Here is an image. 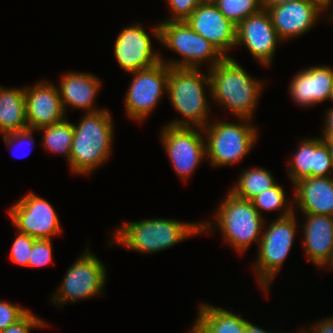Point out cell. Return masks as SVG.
I'll list each match as a JSON object with an SVG mask.
<instances>
[{
  "label": "cell",
  "instance_id": "6da1fadb",
  "mask_svg": "<svg viewBox=\"0 0 333 333\" xmlns=\"http://www.w3.org/2000/svg\"><path fill=\"white\" fill-rule=\"evenodd\" d=\"M211 84V99L235 118L253 121L265 82L253 77L233 57H225L208 69Z\"/></svg>",
  "mask_w": 333,
  "mask_h": 333
},
{
  "label": "cell",
  "instance_id": "7a4b0ae2",
  "mask_svg": "<svg viewBox=\"0 0 333 333\" xmlns=\"http://www.w3.org/2000/svg\"><path fill=\"white\" fill-rule=\"evenodd\" d=\"M194 222V223H193ZM108 246L119 245L141 254H155L202 234L201 221L185 222L168 218H148L117 225Z\"/></svg>",
  "mask_w": 333,
  "mask_h": 333
},
{
  "label": "cell",
  "instance_id": "3957f363",
  "mask_svg": "<svg viewBox=\"0 0 333 333\" xmlns=\"http://www.w3.org/2000/svg\"><path fill=\"white\" fill-rule=\"evenodd\" d=\"M206 94L211 97L207 69L203 73L201 68L169 67L166 96L172 108L182 118H175L167 122V125L203 129L212 119L210 116L212 101H209Z\"/></svg>",
  "mask_w": 333,
  "mask_h": 333
},
{
  "label": "cell",
  "instance_id": "277c9868",
  "mask_svg": "<svg viewBox=\"0 0 333 333\" xmlns=\"http://www.w3.org/2000/svg\"><path fill=\"white\" fill-rule=\"evenodd\" d=\"M110 110L84 113L73 123L74 135L68 166L72 174L90 175L110 160L114 142V124Z\"/></svg>",
  "mask_w": 333,
  "mask_h": 333
},
{
  "label": "cell",
  "instance_id": "5b68a950",
  "mask_svg": "<svg viewBox=\"0 0 333 333\" xmlns=\"http://www.w3.org/2000/svg\"><path fill=\"white\" fill-rule=\"evenodd\" d=\"M217 207L213 221H201L202 234L216 230L221 232L224 242L241 255L253 242L258 247L266 220L253 206L252 201L237 197L228 189Z\"/></svg>",
  "mask_w": 333,
  "mask_h": 333
},
{
  "label": "cell",
  "instance_id": "8992f818",
  "mask_svg": "<svg viewBox=\"0 0 333 333\" xmlns=\"http://www.w3.org/2000/svg\"><path fill=\"white\" fill-rule=\"evenodd\" d=\"M153 26L150 33L157 42L180 56L178 59H167L160 55L161 61L169 67L202 68V65L205 64L208 70L225 58L215 46L196 33L186 21H159Z\"/></svg>",
  "mask_w": 333,
  "mask_h": 333
},
{
  "label": "cell",
  "instance_id": "52a82bcc",
  "mask_svg": "<svg viewBox=\"0 0 333 333\" xmlns=\"http://www.w3.org/2000/svg\"><path fill=\"white\" fill-rule=\"evenodd\" d=\"M237 120L238 123L212 120L203 128L206 159L214 168L238 164L256 145L258 127L252 120Z\"/></svg>",
  "mask_w": 333,
  "mask_h": 333
},
{
  "label": "cell",
  "instance_id": "ba28073f",
  "mask_svg": "<svg viewBox=\"0 0 333 333\" xmlns=\"http://www.w3.org/2000/svg\"><path fill=\"white\" fill-rule=\"evenodd\" d=\"M295 212L284 218L264 223L261 240L258 245L253 272L262 292L269 293V287L284 265L295 237L300 232ZM267 224V225H266ZM266 228V229H265Z\"/></svg>",
  "mask_w": 333,
  "mask_h": 333
},
{
  "label": "cell",
  "instance_id": "9c48e42d",
  "mask_svg": "<svg viewBox=\"0 0 333 333\" xmlns=\"http://www.w3.org/2000/svg\"><path fill=\"white\" fill-rule=\"evenodd\" d=\"M87 243L85 251L67 269L61 284L51 295L50 302L62 309L68 302L76 303L99 295H105L107 267Z\"/></svg>",
  "mask_w": 333,
  "mask_h": 333
},
{
  "label": "cell",
  "instance_id": "30bf717a",
  "mask_svg": "<svg viewBox=\"0 0 333 333\" xmlns=\"http://www.w3.org/2000/svg\"><path fill=\"white\" fill-rule=\"evenodd\" d=\"M160 139L174 172L187 183L202 161L207 160L203 129L165 124Z\"/></svg>",
  "mask_w": 333,
  "mask_h": 333
},
{
  "label": "cell",
  "instance_id": "8fae6325",
  "mask_svg": "<svg viewBox=\"0 0 333 333\" xmlns=\"http://www.w3.org/2000/svg\"><path fill=\"white\" fill-rule=\"evenodd\" d=\"M132 75L124 106L128 119L143 122L167 94L169 66L164 62L129 73Z\"/></svg>",
  "mask_w": 333,
  "mask_h": 333
},
{
  "label": "cell",
  "instance_id": "7c38bea8",
  "mask_svg": "<svg viewBox=\"0 0 333 333\" xmlns=\"http://www.w3.org/2000/svg\"><path fill=\"white\" fill-rule=\"evenodd\" d=\"M7 213L13 227L35 239H53L62 232V225L52 204L44 197L29 191Z\"/></svg>",
  "mask_w": 333,
  "mask_h": 333
},
{
  "label": "cell",
  "instance_id": "4fadbf2b",
  "mask_svg": "<svg viewBox=\"0 0 333 333\" xmlns=\"http://www.w3.org/2000/svg\"><path fill=\"white\" fill-rule=\"evenodd\" d=\"M283 41L276 32L267 10L245 18L236 26V46H244L262 67L272 65L275 51Z\"/></svg>",
  "mask_w": 333,
  "mask_h": 333
},
{
  "label": "cell",
  "instance_id": "5bb4252c",
  "mask_svg": "<svg viewBox=\"0 0 333 333\" xmlns=\"http://www.w3.org/2000/svg\"><path fill=\"white\" fill-rule=\"evenodd\" d=\"M272 24L279 38L285 43L298 38L317 25L327 9L315 0H294L270 7Z\"/></svg>",
  "mask_w": 333,
  "mask_h": 333
},
{
  "label": "cell",
  "instance_id": "9a60e30c",
  "mask_svg": "<svg viewBox=\"0 0 333 333\" xmlns=\"http://www.w3.org/2000/svg\"><path fill=\"white\" fill-rule=\"evenodd\" d=\"M143 24L136 22L123 27L114 44V56L127 73L149 68L161 61L160 51H155L152 40Z\"/></svg>",
  "mask_w": 333,
  "mask_h": 333
},
{
  "label": "cell",
  "instance_id": "2e32d148",
  "mask_svg": "<svg viewBox=\"0 0 333 333\" xmlns=\"http://www.w3.org/2000/svg\"><path fill=\"white\" fill-rule=\"evenodd\" d=\"M24 98L28 128L38 129L58 123L67 117L57 85L45 78L32 86H25Z\"/></svg>",
  "mask_w": 333,
  "mask_h": 333
},
{
  "label": "cell",
  "instance_id": "e0dca14e",
  "mask_svg": "<svg viewBox=\"0 0 333 333\" xmlns=\"http://www.w3.org/2000/svg\"><path fill=\"white\" fill-rule=\"evenodd\" d=\"M293 157L287 160L288 178L291 185L306 177L333 176V163L329 147L321 137L302 138Z\"/></svg>",
  "mask_w": 333,
  "mask_h": 333
},
{
  "label": "cell",
  "instance_id": "ac0fdd59",
  "mask_svg": "<svg viewBox=\"0 0 333 333\" xmlns=\"http://www.w3.org/2000/svg\"><path fill=\"white\" fill-rule=\"evenodd\" d=\"M186 22L224 57H231L229 54L236 46V26L226 19L214 3H201Z\"/></svg>",
  "mask_w": 333,
  "mask_h": 333
},
{
  "label": "cell",
  "instance_id": "d6986e66",
  "mask_svg": "<svg viewBox=\"0 0 333 333\" xmlns=\"http://www.w3.org/2000/svg\"><path fill=\"white\" fill-rule=\"evenodd\" d=\"M302 251L313 266L333 270V217L303 213Z\"/></svg>",
  "mask_w": 333,
  "mask_h": 333
},
{
  "label": "cell",
  "instance_id": "ffe728a7",
  "mask_svg": "<svg viewBox=\"0 0 333 333\" xmlns=\"http://www.w3.org/2000/svg\"><path fill=\"white\" fill-rule=\"evenodd\" d=\"M295 74L288 92L297 106L308 108L329 100L333 85V67L311 65Z\"/></svg>",
  "mask_w": 333,
  "mask_h": 333
},
{
  "label": "cell",
  "instance_id": "44dd1931",
  "mask_svg": "<svg viewBox=\"0 0 333 333\" xmlns=\"http://www.w3.org/2000/svg\"><path fill=\"white\" fill-rule=\"evenodd\" d=\"M102 87L101 79L89 72L67 71L58 82V92L63 109L67 115L68 107L94 113L102 110L96 108V97Z\"/></svg>",
  "mask_w": 333,
  "mask_h": 333
},
{
  "label": "cell",
  "instance_id": "7402d4cb",
  "mask_svg": "<svg viewBox=\"0 0 333 333\" xmlns=\"http://www.w3.org/2000/svg\"><path fill=\"white\" fill-rule=\"evenodd\" d=\"M293 211L333 217V176L306 177L293 184ZM296 210V211H295Z\"/></svg>",
  "mask_w": 333,
  "mask_h": 333
},
{
  "label": "cell",
  "instance_id": "603a6c76",
  "mask_svg": "<svg viewBox=\"0 0 333 333\" xmlns=\"http://www.w3.org/2000/svg\"><path fill=\"white\" fill-rule=\"evenodd\" d=\"M188 333H245L248 320L210 303L200 302Z\"/></svg>",
  "mask_w": 333,
  "mask_h": 333
},
{
  "label": "cell",
  "instance_id": "cb8c5ba5",
  "mask_svg": "<svg viewBox=\"0 0 333 333\" xmlns=\"http://www.w3.org/2000/svg\"><path fill=\"white\" fill-rule=\"evenodd\" d=\"M28 128L24 87L0 86V133L1 135Z\"/></svg>",
  "mask_w": 333,
  "mask_h": 333
},
{
  "label": "cell",
  "instance_id": "d4e9b609",
  "mask_svg": "<svg viewBox=\"0 0 333 333\" xmlns=\"http://www.w3.org/2000/svg\"><path fill=\"white\" fill-rule=\"evenodd\" d=\"M237 183L229 190L237 197L252 200L255 196L273 187L277 181L267 168L254 166L239 172Z\"/></svg>",
  "mask_w": 333,
  "mask_h": 333
},
{
  "label": "cell",
  "instance_id": "484cf974",
  "mask_svg": "<svg viewBox=\"0 0 333 333\" xmlns=\"http://www.w3.org/2000/svg\"><path fill=\"white\" fill-rule=\"evenodd\" d=\"M36 132L43 135L41 145L47 150V153L64 155L67 162L70 160L74 128L73 123L67 117L58 123L38 128Z\"/></svg>",
  "mask_w": 333,
  "mask_h": 333
},
{
  "label": "cell",
  "instance_id": "4316f807",
  "mask_svg": "<svg viewBox=\"0 0 333 333\" xmlns=\"http://www.w3.org/2000/svg\"><path fill=\"white\" fill-rule=\"evenodd\" d=\"M286 191L283 186L277 182L273 187L266 189L259 195L255 196L251 201L259 214L263 217L265 212H277L278 217L284 218L290 216L293 211V200L288 201ZM280 211V212H279Z\"/></svg>",
  "mask_w": 333,
  "mask_h": 333
},
{
  "label": "cell",
  "instance_id": "83f0119b",
  "mask_svg": "<svg viewBox=\"0 0 333 333\" xmlns=\"http://www.w3.org/2000/svg\"><path fill=\"white\" fill-rule=\"evenodd\" d=\"M214 4L235 26L261 10L259 0H216Z\"/></svg>",
  "mask_w": 333,
  "mask_h": 333
},
{
  "label": "cell",
  "instance_id": "f1b7e54d",
  "mask_svg": "<svg viewBox=\"0 0 333 333\" xmlns=\"http://www.w3.org/2000/svg\"><path fill=\"white\" fill-rule=\"evenodd\" d=\"M34 237L16 231V237L12 242L9 257L11 262L28 268V261L31 255Z\"/></svg>",
  "mask_w": 333,
  "mask_h": 333
},
{
  "label": "cell",
  "instance_id": "f546056e",
  "mask_svg": "<svg viewBox=\"0 0 333 333\" xmlns=\"http://www.w3.org/2000/svg\"><path fill=\"white\" fill-rule=\"evenodd\" d=\"M52 241V239H35L28 267L41 268L52 264L54 258Z\"/></svg>",
  "mask_w": 333,
  "mask_h": 333
},
{
  "label": "cell",
  "instance_id": "4dcf8cb0",
  "mask_svg": "<svg viewBox=\"0 0 333 333\" xmlns=\"http://www.w3.org/2000/svg\"><path fill=\"white\" fill-rule=\"evenodd\" d=\"M171 15L162 21H186L202 3L200 0H165Z\"/></svg>",
  "mask_w": 333,
  "mask_h": 333
},
{
  "label": "cell",
  "instance_id": "1f68e13d",
  "mask_svg": "<svg viewBox=\"0 0 333 333\" xmlns=\"http://www.w3.org/2000/svg\"><path fill=\"white\" fill-rule=\"evenodd\" d=\"M29 311L18 304L0 300V332L17 323Z\"/></svg>",
  "mask_w": 333,
  "mask_h": 333
},
{
  "label": "cell",
  "instance_id": "d6a6232c",
  "mask_svg": "<svg viewBox=\"0 0 333 333\" xmlns=\"http://www.w3.org/2000/svg\"><path fill=\"white\" fill-rule=\"evenodd\" d=\"M35 131H36V129L26 128L24 130L3 134L2 140L9 147L8 149L11 152H13L17 146L20 148L22 145L29 146L31 148L29 151H31L35 145L34 137H33V133H35ZM12 149H13V151H12ZM28 153H30V152H28ZM28 153L25 155H22V153H21V155H19L17 157L18 158L26 157L27 155H29Z\"/></svg>",
  "mask_w": 333,
  "mask_h": 333
},
{
  "label": "cell",
  "instance_id": "836d02e7",
  "mask_svg": "<svg viewBox=\"0 0 333 333\" xmlns=\"http://www.w3.org/2000/svg\"><path fill=\"white\" fill-rule=\"evenodd\" d=\"M45 326H49L46 321L30 310L21 320L0 333H31L32 329H43Z\"/></svg>",
  "mask_w": 333,
  "mask_h": 333
},
{
  "label": "cell",
  "instance_id": "e575fe53",
  "mask_svg": "<svg viewBox=\"0 0 333 333\" xmlns=\"http://www.w3.org/2000/svg\"><path fill=\"white\" fill-rule=\"evenodd\" d=\"M306 327L311 333H333V316L322 318Z\"/></svg>",
  "mask_w": 333,
  "mask_h": 333
},
{
  "label": "cell",
  "instance_id": "d590c367",
  "mask_svg": "<svg viewBox=\"0 0 333 333\" xmlns=\"http://www.w3.org/2000/svg\"><path fill=\"white\" fill-rule=\"evenodd\" d=\"M325 113L322 131H333V106H330Z\"/></svg>",
  "mask_w": 333,
  "mask_h": 333
},
{
  "label": "cell",
  "instance_id": "8d00e7d4",
  "mask_svg": "<svg viewBox=\"0 0 333 333\" xmlns=\"http://www.w3.org/2000/svg\"><path fill=\"white\" fill-rule=\"evenodd\" d=\"M267 331L265 328H261L259 326H256L254 323L248 321L246 325V331L245 333H276L277 331Z\"/></svg>",
  "mask_w": 333,
  "mask_h": 333
},
{
  "label": "cell",
  "instance_id": "74e56055",
  "mask_svg": "<svg viewBox=\"0 0 333 333\" xmlns=\"http://www.w3.org/2000/svg\"><path fill=\"white\" fill-rule=\"evenodd\" d=\"M290 1L294 0H259V4L262 10H268L272 6Z\"/></svg>",
  "mask_w": 333,
  "mask_h": 333
},
{
  "label": "cell",
  "instance_id": "f35d334b",
  "mask_svg": "<svg viewBox=\"0 0 333 333\" xmlns=\"http://www.w3.org/2000/svg\"><path fill=\"white\" fill-rule=\"evenodd\" d=\"M321 138L327 146H333V131H321Z\"/></svg>",
  "mask_w": 333,
  "mask_h": 333
},
{
  "label": "cell",
  "instance_id": "ab89813d",
  "mask_svg": "<svg viewBox=\"0 0 333 333\" xmlns=\"http://www.w3.org/2000/svg\"><path fill=\"white\" fill-rule=\"evenodd\" d=\"M327 12H329V13H326L325 16L326 17L328 16V18H329L328 21L332 22L333 21V0H332L331 4L329 5V7L327 8Z\"/></svg>",
  "mask_w": 333,
  "mask_h": 333
},
{
  "label": "cell",
  "instance_id": "60d3db41",
  "mask_svg": "<svg viewBox=\"0 0 333 333\" xmlns=\"http://www.w3.org/2000/svg\"><path fill=\"white\" fill-rule=\"evenodd\" d=\"M319 2L321 5H323L326 9L329 7L331 4L332 0H315Z\"/></svg>",
  "mask_w": 333,
  "mask_h": 333
},
{
  "label": "cell",
  "instance_id": "b9f144b4",
  "mask_svg": "<svg viewBox=\"0 0 333 333\" xmlns=\"http://www.w3.org/2000/svg\"><path fill=\"white\" fill-rule=\"evenodd\" d=\"M300 333H311L306 327L305 328H300Z\"/></svg>",
  "mask_w": 333,
  "mask_h": 333
},
{
  "label": "cell",
  "instance_id": "7bdbcfd3",
  "mask_svg": "<svg viewBox=\"0 0 333 333\" xmlns=\"http://www.w3.org/2000/svg\"><path fill=\"white\" fill-rule=\"evenodd\" d=\"M328 147H329L330 156H331L332 163H333V146H328Z\"/></svg>",
  "mask_w": 333,
  "mask_h": 333
},
{
  "label": "cell",
  "instance_id": "ee69618b",
  "mask_svg": "<svg viewBox=\"0 0 333 333\" xmlns=\"http://www.w3.org/2000/svg\"><path fill=\"white\" fill-rule=\"evenodd\" d=\"M329 100L333 103V85H332V89H331V92H330Z\"/></svg>",
  "mask_w": 333,
  "mask_h": 333
},
{
  "label": "cell",
  "instance_id": "f6af8a7d",
  "mask_svg": "<svg viewBox=\"0 0 333 333\" xmlns=\"http://www.w3.org/2000/svg\"><path fill=\"white\" fill-rule=\"evenodd\" d=\"M202 3H214L216 0H200Z\"/></svg>",
  "mask_w": 333,
  "mask_h": 333
},
{
  "label": "cell",
  "instance_id": "bcb514c9",
  "mask_svg": "<svg viewBox=\"0 0 333 333\" xmlns=\"http://www.w3.org/2000/svg\"><path fill=\"white\" fill-rule=\"evenodd\" d=\"M276 333H285V332H283V331H282V332H281V331H280V332L277 331ZM289 333H290V332H289ZM292 333H293V332H292ZM297 333H300V328L298 329V332H297Z\"/></svg>",
  "mask_w": 333,
  "mask_h": 333
}]
</instances>
